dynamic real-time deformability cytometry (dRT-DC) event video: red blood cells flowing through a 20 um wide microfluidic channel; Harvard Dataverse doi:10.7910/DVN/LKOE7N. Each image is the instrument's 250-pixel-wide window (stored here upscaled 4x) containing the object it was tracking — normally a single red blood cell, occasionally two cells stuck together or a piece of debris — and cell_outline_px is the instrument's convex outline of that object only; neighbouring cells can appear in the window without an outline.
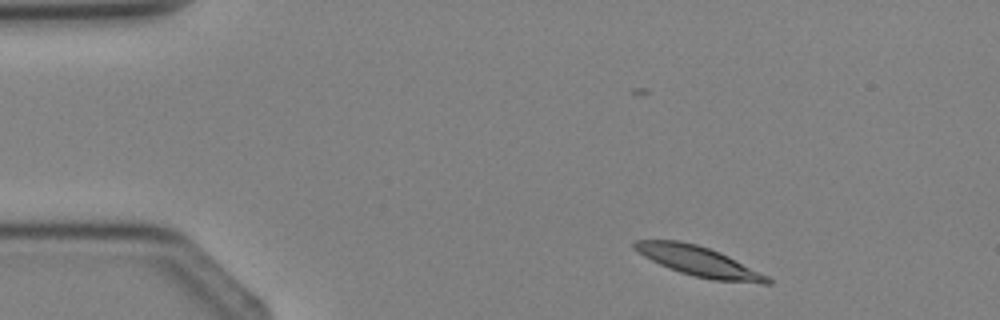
{"species": "Egyptian fruit bat (a non-hibernating species)", "species_latin": "Rousettus aegyptiacus", "temperature_condition": "cold", "stored_images_in_passage": 3, "camera_frame_rate_fps": 3000, "um_per_image_px": 0.085, "animal": {"sex": "female"}, "frame": {"image": 1, "passage_image": 1, "time_ms": 0.0, "image_size_px": [1000, 320], "cell_outline_px": [[772, 284], [760, 284], [712, 280], [680, 272], [668, 268], [644, 256], [632, 248], [632, 244], [636, 240], [680, 240], [696, 244], [720, 252], [768, 276], [772, 280]], "centroid_in_image_um": [59.41, 22.22], "position_along_channel_um": 25.6, "area_um2": 23.06}}